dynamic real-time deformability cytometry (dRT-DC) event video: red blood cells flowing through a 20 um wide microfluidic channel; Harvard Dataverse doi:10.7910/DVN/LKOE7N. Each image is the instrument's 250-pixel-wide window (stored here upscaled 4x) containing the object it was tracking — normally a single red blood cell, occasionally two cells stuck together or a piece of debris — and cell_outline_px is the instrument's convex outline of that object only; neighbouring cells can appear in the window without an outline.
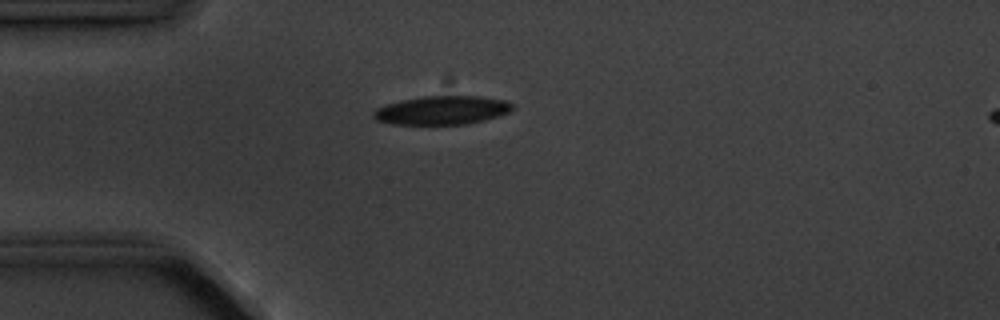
{"species": "common noctule bat (a hibernating species)", "species_latin": "Nyctalus noctula", "temperature_condition": "cold", "stored_images_in_passage": 1, "camera_frame_rate_fps": 3000, "um_per_image_px": 0.085, "animal": {"sex": "male", "body_mass_g": 20.1, "forearm_length_mm": 53.5}, "frame": {"image": 1, "passage_image": 1, "time_ms": 0.0, "image_size_px": [1000, 320], "cell_outline_px": [[516, 104], [508, 112], [500, 116], [484, 120], [464, 124], [392, 124], [376, 120], [372, 116], [372, 112], [376, 108], [388, 104], [404, 100], [424, 96], [480, 96], [504, 100]], "centroid_in_image_um": [37.59, 9.37], "position_along_channel_um": 47.4, "area_um2": 23.12}}